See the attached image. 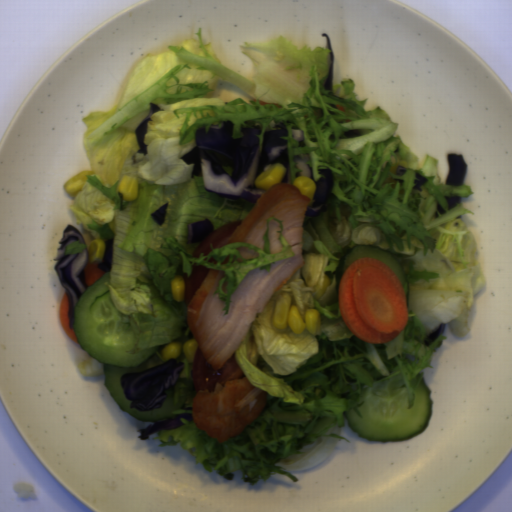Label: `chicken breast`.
I'll return each instance as SVG.
<instances>
[{
    "instance_id": "cb542c10",
    "label": "chicken breast",
    "mask_w": 512,
    "mask_h": 512,
    "mask_svg": "<svg viewBox=\"0 0 512 512\" xmlns=\"http://www.w3.org/2000/svg\"><path fill=\"white\" fill-rule=\"evenodd\" d=\"M311 199L301 194L294 184L277 183L270 186L242 219L232 235L216 247L243 242L264 249L267 220L282 221V235L293 256L275 261L270 271L251 270L231 294L228 315L225 301L214 292L219 287L223 270L209 272L187 305L188 327L198 343L197 349L213 371L236 352L251 324L262 313L274 293L283 289L294 273L305 264L303 257V224Z\"/></svg>"
},
{
    "instance_id": "c9198e5e",
    "label": "chicken breast",
    "mask_w": 512,
    "mask_h": 512,
    "mask_svg": "<svg viewBox=\"0 0 512 512\" xmlns=\"http://www.w3.org/2000/svg\"><path fill=\"white\" fill-rule=\"evenodd\" d=\"M268 393L254 387L245 376L216 382L214 391L199 390L192 404L193 422L219 443L236 436L252 424L265 408Z\"/></svg>"
},
{
    "instance_id": "ea81aa3d",
    "label": "chicken breast",
    "mask_w": 512,
    "mask_h": 512,
    "mask_svg": "<svg viewBox=\"0 0 512 512\" xmlns=\"http://www.w3.org/2000/svg\"><path fill=\"white\" fill-rule=\"evenodd\" d=\"M280 223L275 219H271L268 222V241H269V252L270 255L282 252L283 245L280 238Z\"/></svg>"
},
{
    "instance_id": "8e849b83",
    "label": "chicken breast",
    "mask_w": 512,
    "mask_h": 512,
    "mask_svg": "<svg viewBox=\"0 0 512 512\" xmlns=\"http://www.w3.org/2000/svg\"><path fill=\"white\" fill-rule=\"evenodd\" d=\"M237 250L243 259H251V258L259 257L258 252L255 251L254 249H249L248 246H245V247L241 246V247L237 248Z\"/></svg>"
},
{
    "instance_id": "9040999d",
    "label": "chicken breast",
    "mask_w": 512,
    "mask_h": 512,
    "mask_svg": "<svg viewBox=\"0 0 512 512\" xmlns=\"http://www.w3.org/2000/svg\"><path fill=\"white\" fill-rule=\"evenodd\" d=\"M229 285V282L227 281H224L222 286H221V289L223 290V292L226 294L228 289H227V286Z\"/></svg>"
},
{
    "instance_id": "bc8702e0",
    "label": "chicken breast",
    "mask_w": 512,
    "mask_h": 512,
    "mask_svg": "<svg viewBox=\"0 0 512 512\" xmlns=\"http://www.w3.org/2000/svg\"><path fill=\"white\" fill-rule=\"evenodd\" d=\"M209 263H213L214 265L218 264V260H216L213 256L209 259Z\"/></svg>"
},
{
    "instance_id": "f13976b0",
    "label": "chicken breast",
    "mask_w": 512,
    "mask_h": 512,
    "mask_svg": "<svg viewBox=\"0 0 512 512\" xmlns=\"http://www.w3.org/2000/svg\"><path fill=\"white\" fill-rule=\"evenodd\" d=\"M229 258H230V255L227 256L226 259L223 262H221L220 264L221 265H226L229 262Z\"/></svg>"
}]
</instances>
